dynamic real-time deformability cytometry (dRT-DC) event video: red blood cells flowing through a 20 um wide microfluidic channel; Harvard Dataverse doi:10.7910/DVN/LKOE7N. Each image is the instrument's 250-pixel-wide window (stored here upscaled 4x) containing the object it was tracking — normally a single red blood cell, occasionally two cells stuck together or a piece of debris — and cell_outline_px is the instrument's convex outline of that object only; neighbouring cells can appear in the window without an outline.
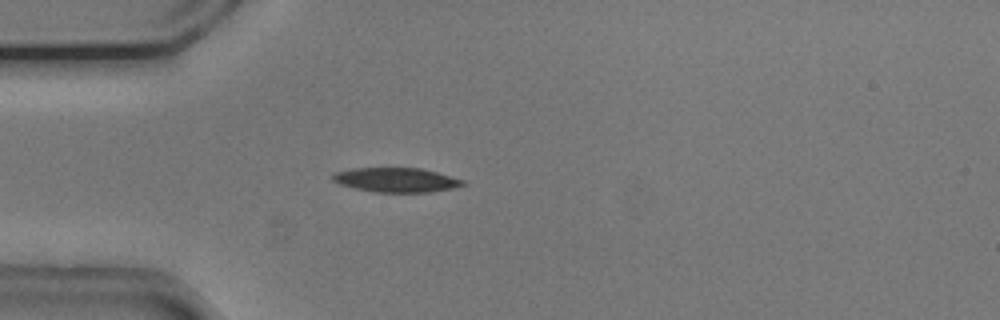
{"species": "common noctule bat (a hibernating species)", "species_latin": "Nyctalus noctula", "temperature_condition": "cold", "stored_images_in_passage": 40, "camera_frame_rate_fps": 3000, "um_per_image_px": 0.085, "animal": {"sex": "male", "body_mass_g": 20.5, "forearm_length_mm": 52.5}, "frame": {"image": 1, "passage_image": 1, "time_ms": 0.0, "image_size_px": [1000, 320], "cell_outline_px": [[468, 184], [452, 188], [432, 192], [376, 192], [356, 188], [340, 184], [332, 180], [332, 176], [336, 172], [352, 168], [420, 168], [452, 176], [464, 180]], "centroid_in_image_um": [33.72, 15.29], "position_along_channel_um": 51.3, "area_um2": 18.44}, "authors_computed_cell_mechanics": {"area_um2": 18.4093, "velocity_mm_per_s": 3.767, "shape_relaxation_time_tau1_ms": 2.7825, "shape_relaxation_time_tau2_ms": 8.9982, "deformation_change_tau1": 0.1282, "deformation_change_tau2": 0.1472}}